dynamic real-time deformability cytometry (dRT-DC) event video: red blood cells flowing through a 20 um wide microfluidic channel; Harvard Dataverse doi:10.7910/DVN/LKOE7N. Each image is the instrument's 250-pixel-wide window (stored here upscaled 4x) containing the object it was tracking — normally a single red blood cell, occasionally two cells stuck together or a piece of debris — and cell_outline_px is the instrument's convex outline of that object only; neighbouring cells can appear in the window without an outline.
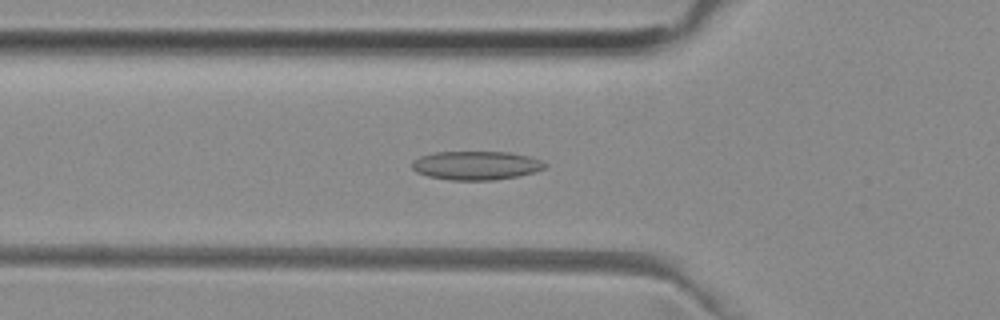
{"species": "common noctule bat (a hibernating species)", "species_latin": "Nyctalus noctula", "temperature_condition": "room temperature", "stored_images_in_passage": 51, "camera_frame_rate_fps": 3000, "um_per_image_px": 0.085, "animal": {"sex": "female", "body_mass_g": 29.2, "forearm_length_mm": 56.3}, "frame": {"image": 1, "passage_image": 17, "time_ms": 5.333, "image_size_px": [1000, 320], "cell_outline_px": [[548, 164], [544, 168], [536, 172], [496, 180], [452, 180], [428, 176], [416, 172], [412, 168], [412, 160], [420, 156], [436, 152], [512, 152], [532, 156]], "centroid_in_image_um": [40.49, 14.06], "position_along_channel_um": 85.3, "area_um2": 22.43}}
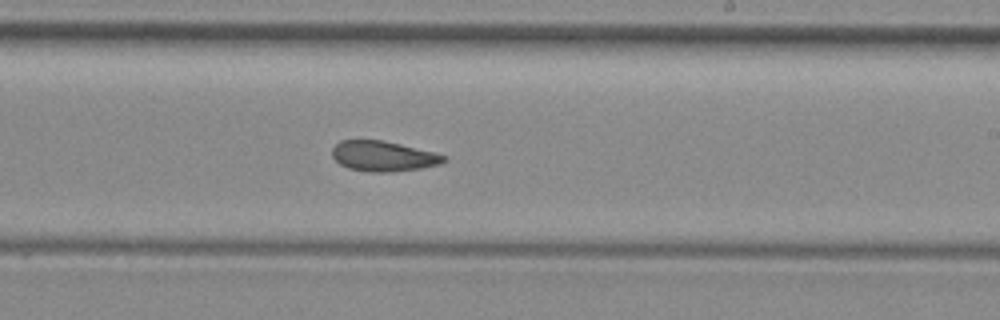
{"frame": {"image": 2, "passage_image": 30, "time_ms": 9.667, "image_size_px": [1000, 320], "cell_outline_px": [[448, 160], [440, 164], [420, 168], [392, 172], [368, 172], [348, 168], [340, 164], [332, 156], [332, 148], [340, 140], [380, 140], [400, 144], [436, 152], [448, 156]], "centroid_in_image_um": [32.6, 13.28], "position_along_channel_um": 256.4, "area_um2": 19.83}}
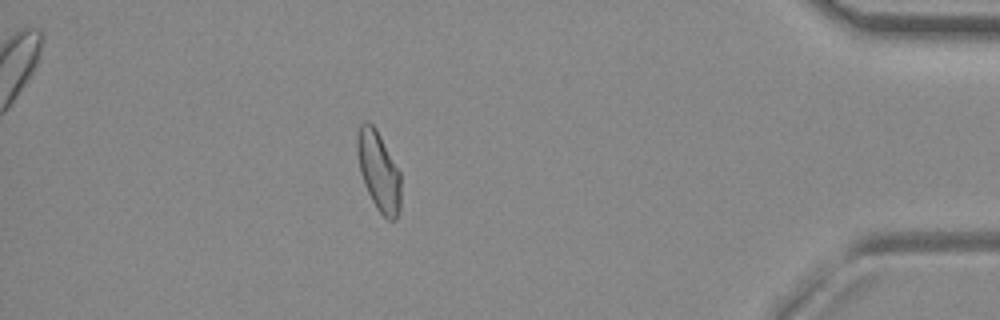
{"frame": {"image": 3, "passage_image": 45, "time_ms": 14.667, "image_size_px": [1000, 320], "cell_outline_px": [[400, 208], [396, 220], [388, 220], [376, 208], [364, 184], [360, 172], [356, 152], [356, 136], [360, 124], [364, 120], [368, 120], [376, 128], [400, 172]], "centroid_in_image_um": [32.16, 14.52], "position_along_channel_um": 403.0, "area_um2": 20.35}, "authors_computed_cell_mechanics": {"area_um2": 20.6924, "velocity_mm_per_s": 3.9402, "shape_relaxation_time_tau1_ms": null, "shape_relaxation_time_tau2_ms": 3.6969, "deformation_change_tau1": null, "deformation_change_tau2": 0.1145}}